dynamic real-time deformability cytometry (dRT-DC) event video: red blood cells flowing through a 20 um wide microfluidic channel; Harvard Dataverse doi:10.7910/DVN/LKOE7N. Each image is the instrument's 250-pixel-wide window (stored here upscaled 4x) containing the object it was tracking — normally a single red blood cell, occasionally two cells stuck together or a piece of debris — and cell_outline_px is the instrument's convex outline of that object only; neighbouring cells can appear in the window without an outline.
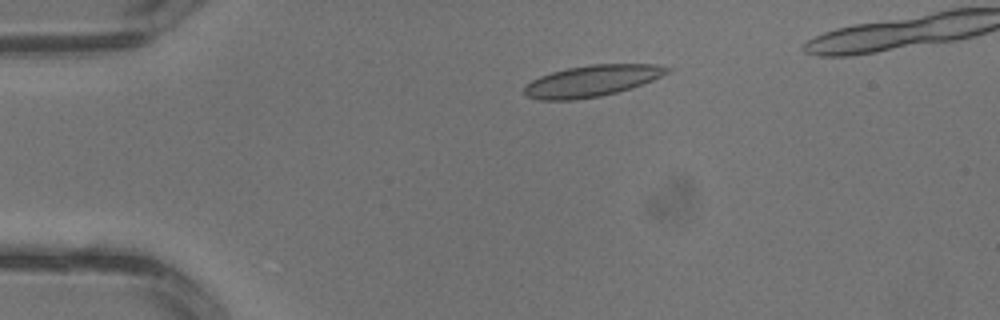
{"species": "common noctule bat (a hibernating species)", "species_latin": "Nyctalus noctula", "temperature_condition": "warm", "stored_images_in_passage": 3, "camera_frame_rate_fps": 3000, "um_per_image_px": 0.085, "animal": {"sex": "male", "body_mass_g": 13.3}, "frame": {"image": 1, "passage_image": 2, "time_ms": 0.333, "image_size_px": [1000, 320], "cell_outline_px": [[672, 68], [668, 72], [652, 80], [632, 88], [600, 96], [572, 100], [540, 100], [528, 96], [524, 92], [524, 84], [540, 76], [552, 72], [568, 68], [592, 64], [656, 64]], "centroid_in_image_um": [50.3, 6.87], "position_along_channel_um": 34.7, "area_um2": 25.95}}